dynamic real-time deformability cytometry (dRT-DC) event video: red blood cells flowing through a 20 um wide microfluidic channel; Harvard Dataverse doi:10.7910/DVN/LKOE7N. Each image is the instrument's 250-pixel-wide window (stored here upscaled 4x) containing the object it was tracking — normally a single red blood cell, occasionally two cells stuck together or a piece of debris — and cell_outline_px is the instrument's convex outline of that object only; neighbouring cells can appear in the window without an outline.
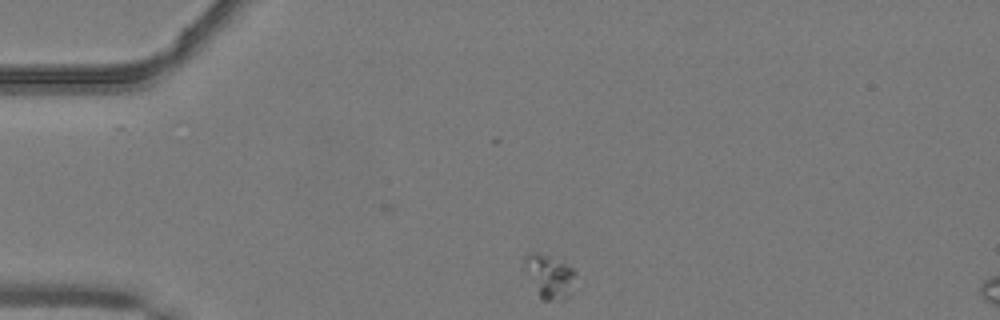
{"species": "common noctule bat (a hibernating species)", "species_latin": "Nyctalus noctula", "temperature_condition": "warm", "stored_images_in_passage": 41, "camera_frame_rate_fps": 3000, "um_per_image_px": 0.085, "animal": {"sex": "male", "body_mass_g": 19.2, "forearm_length_mm": 51.8}, "frame": {"image": 1, "passage_image": 1, "time_ms": 0.0, "image_size_px": [1000, 320], "cell_outline_px": [[576, 272], [568, 296], [564, 300], [540, 300], [524, 264], [524, 256], [528, 252], [536, 252], [548, 256], [572, 268]], "centroid_in_image_um": [46.68, 23.5], "position_along_channel_um": 38.3, "area_um2": 12.48}}
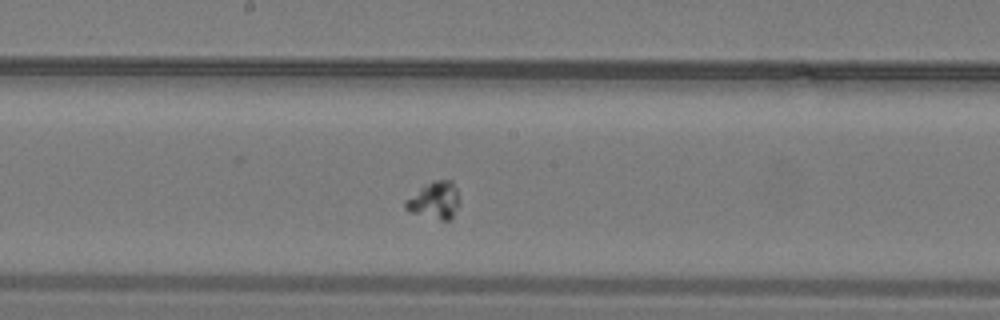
{"frame": {"image": 2, "passage_image": 17, "time_ms": 5.333, "image_size_px": [1000, 320], "cell_outline_px": [[460, 204], [452, 220], [440, 220], [408, 212], [404, 208], [404, 200], [420, 188], [432, 180], [452, 180], [456, 188], [460, 200]], "centroid_in_image_um": [36.95, 17.04], "position_along_channel_um": 211.3, "area_um2": 12.02}}
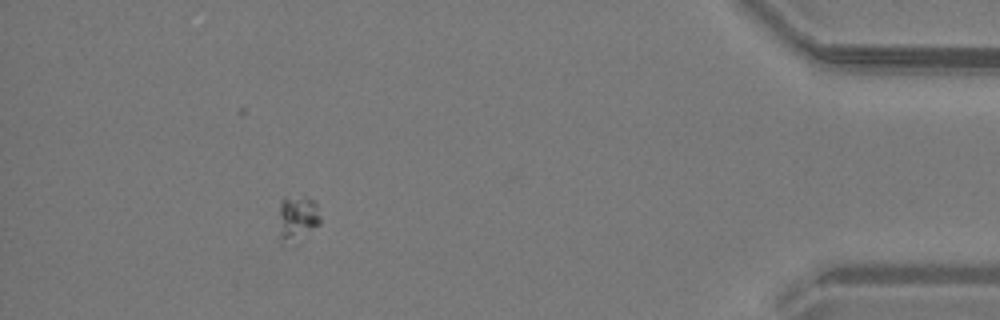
{"frame": {"image": 3, "passage_image": 36, "time_ms": 11.667, "image_size_px": [1000, 320], "cell_outline_px": [[320, 224], [300, 244], [280, 244], [276, 240], [280, 200], [304, 196], [308, 196], [316, 204], [320, 216]], "centroid_in_image_um": [25.22, 18.7], "position_along_channel_um": 410.0, "area_um2": 12.08}}